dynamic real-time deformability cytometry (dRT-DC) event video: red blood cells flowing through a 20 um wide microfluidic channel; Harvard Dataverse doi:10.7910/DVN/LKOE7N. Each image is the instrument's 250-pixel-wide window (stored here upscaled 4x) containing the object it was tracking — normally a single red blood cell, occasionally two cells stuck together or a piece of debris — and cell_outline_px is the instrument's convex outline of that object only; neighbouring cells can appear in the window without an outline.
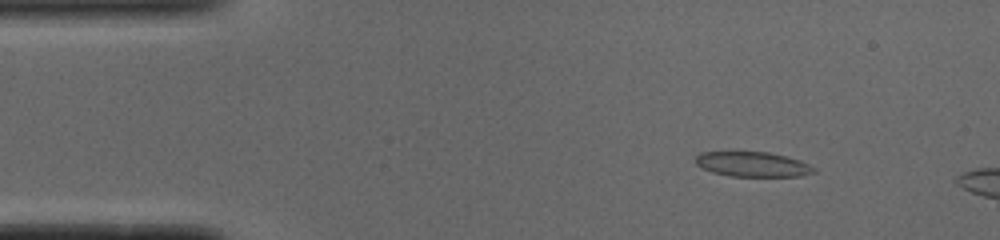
{"species": "common noctule bat (a hibernating species)", "species_latin": "Nyctalus noctula", "temperature_condition": "cold", "stored_images_in_passage": 8, "camera_frame_rate_fps": 3000, "um_per_image_px": 0.085, "animal": {"sex": "male", "body_mass_g": 19.0, "forearm_length_mm": 50.8}, "frame": {"image": 1, "passage_image": 1, "time_ms": 0.0, "image_size_px": [1000, 240], "cell_outline_px": [[816, 172], [800, 176], [728, 176], [712, 172], [696, 164], [696, 156], [700, 152], [768, 152], [788, 156], [800, 160], [816, 168]], "centroid_in_image_um": [64.0, 13.96], "position_along_channel_um": 21.0, "area_um2": 17.17}}